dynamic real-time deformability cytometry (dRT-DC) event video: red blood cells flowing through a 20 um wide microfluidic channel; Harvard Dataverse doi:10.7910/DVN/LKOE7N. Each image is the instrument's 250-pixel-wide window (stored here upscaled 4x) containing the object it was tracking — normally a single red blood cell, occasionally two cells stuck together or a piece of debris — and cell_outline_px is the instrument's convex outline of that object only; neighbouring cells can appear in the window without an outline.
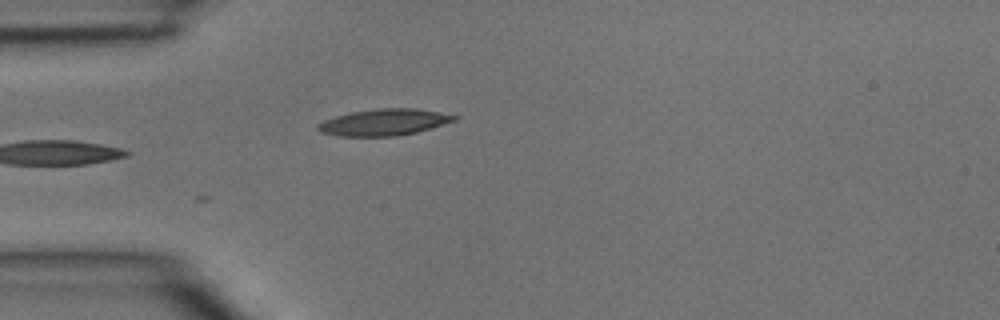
{"species": "common noctule bat (a hibernating species)", "species_latin": "Nyctalus noctula", "temperature_condition": "room temperature", "stored_images_in_passage": 4, "camera_frame_rate_fps": 3000, "um_per_image_px": 0.085, "animal": {"sex": "male", "body_mass_g": 15.6}, "frame": {"image": 1, "passage_image": 4, "time_ms": 1.0, "image_size_px": [1000, 320], "cell_outline_px": [[460, 116], [456, 120], [416, 132], [396, 136], [336, 136], [320, 132], [316, 128], [316, 124], [324, 120], [336, 116], [352, 112], [380, 108], [416, 108]], "centroid_in_image_um": [32.61, 10.39], "position_along_channel_um": 52.4, "area_um2": 20.98}}